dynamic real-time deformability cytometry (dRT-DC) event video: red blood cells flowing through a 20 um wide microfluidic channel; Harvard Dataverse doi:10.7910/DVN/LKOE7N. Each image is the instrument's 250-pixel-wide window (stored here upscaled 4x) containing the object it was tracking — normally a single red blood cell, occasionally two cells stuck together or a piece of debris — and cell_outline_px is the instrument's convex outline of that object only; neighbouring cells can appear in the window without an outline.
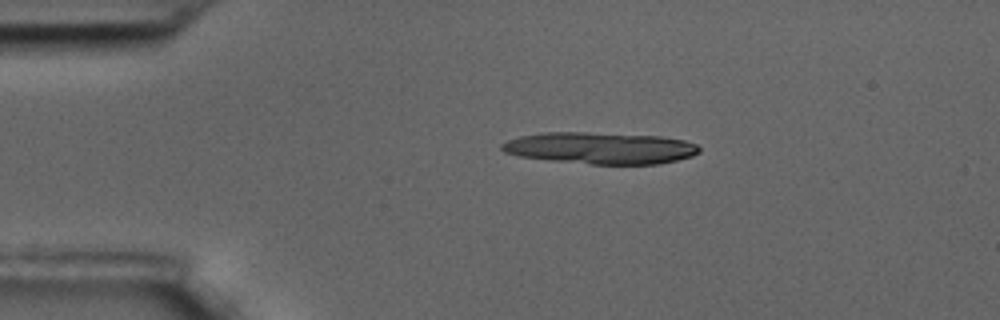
{"species": "common noctule bat (a hibernating species)", "species_latin": "Nyctalus noctula", "temperature_condition": "room temperature", "stored_images_in_passage": 17, "segment_of_instrument_passage": [3, 3], "camera_frame_rate_fps": 3000, "um_per_image_px": 0.085, "animal": {"sex": "male", "body_mass_g": 17.5, "forearm_length_mm": 52.3}, "frame": {"image": 1, "passage_image": 12, "time_ms": 3.667, "image_size_px": [1000, 320], "cell_outline_px": [[696, 152], [684, 156], [668, 160], [644, 164], [604, 164], [536, 156], [532, 152], [572, 136], [604, 136], [676, 140], [696, 148]], "centroid_in_image_um": [52.33, 12.75], "position_along_channel_um": 32.7, "area_um2": 24.51}}